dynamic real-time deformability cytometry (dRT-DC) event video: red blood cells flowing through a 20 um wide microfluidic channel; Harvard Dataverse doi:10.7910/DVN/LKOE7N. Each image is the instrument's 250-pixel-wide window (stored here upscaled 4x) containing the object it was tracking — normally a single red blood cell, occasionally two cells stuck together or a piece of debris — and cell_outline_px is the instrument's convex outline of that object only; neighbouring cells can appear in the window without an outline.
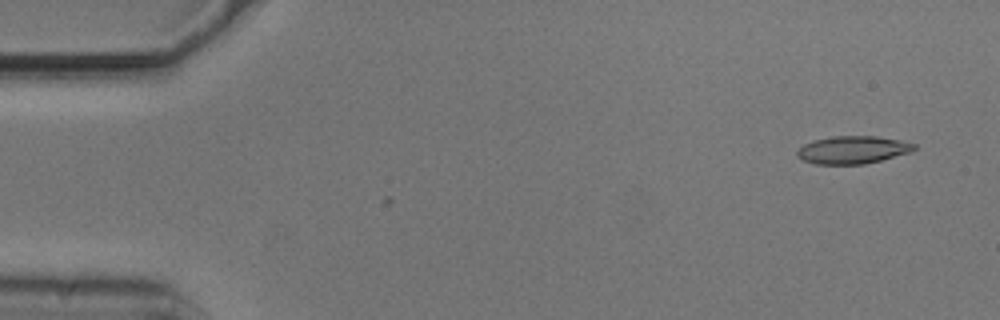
{"species": "common noctule bat (a hibernating species)", "species_latin": "Nyctalus noctula", "temperature_condition": "cold", "stored_images_in_passage": 52, "camera_frame_rate_fps": 3000, "um_per_image_px": 0.085, "animal": {"sex": "male", "body_mass_g": 20.5, "forearm_length_mm": 52.5}, "frame": {"image": 1, "passage_image": 1, "time_ms": 0.0, "image_size_px": [1000, 320], "cell_outline_px": [[916, 148], [912, 152], [864, 164], [816, 164], [804, 160], [796, 156], [796, 152], [804, 144], [816, 140], [836, 136], [876, 136], [900, 140], [916, 144]], "centroid_in_image_um": [72.51, 12.74], "position_along_channel_um": 12.5, "area_um2": 18.73}}
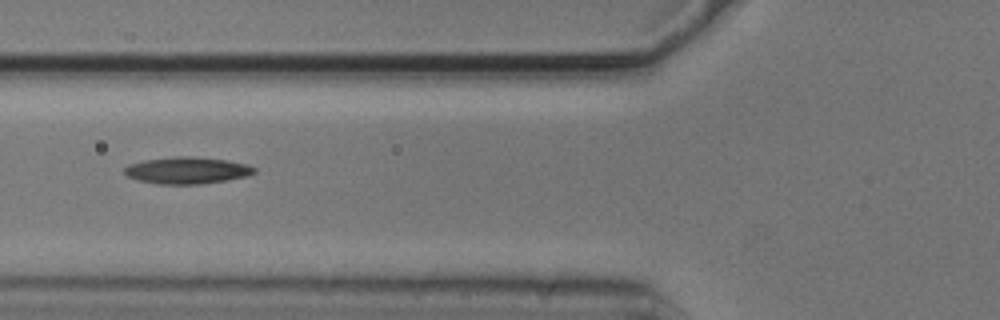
{"frame": {"image": 2, "passage_image": 18, "time_ms": 5.667, "image_size_px": [1000, 320], "cell_outline_px": [[256, 172], [248, 176], [228, 180], [200, 184], [156, 184], [136, 180], [128, 176], [124, 172], [124, 168], [128, 164], [144, 160], [176, 156], [188, 156], [228, 160], [248, 164], [256, 168]], "centroid_in_image_um": [15.91, 14.48], "position_along_channel_um": 109.9, "area_um2": 20.46}}
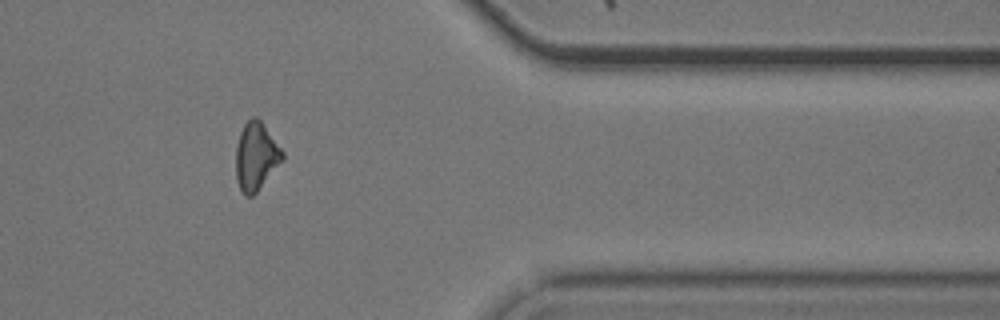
{"frame": {"image": 3, "passage_image": 42, "time_ms": 13.667, "image_size_px": [1000, 320], "cell_outline_px": [[284, 160], [256, 192], [252, 196], [244, 196], [236, 180], [236, 144], [240, 132], [244, 124], [252, 116], [256, 116], [260, 120], [284, 152]], "centroid_in_image_um": [21.76, 13.29], "position_along_channel_um": 389.6, "area_um2": 18.44}, "authors_computed_cell_mechanics": {"area_um2": 18.7272, "velocity_mm_per_s": 3.7292, "shape_relaxation_time_tau1_ms": 2.5839, "shape_relaxation_time_tau2_ms": null, "deformation_change_tau1": 0.1162, "deformation_change_tau2": null}}